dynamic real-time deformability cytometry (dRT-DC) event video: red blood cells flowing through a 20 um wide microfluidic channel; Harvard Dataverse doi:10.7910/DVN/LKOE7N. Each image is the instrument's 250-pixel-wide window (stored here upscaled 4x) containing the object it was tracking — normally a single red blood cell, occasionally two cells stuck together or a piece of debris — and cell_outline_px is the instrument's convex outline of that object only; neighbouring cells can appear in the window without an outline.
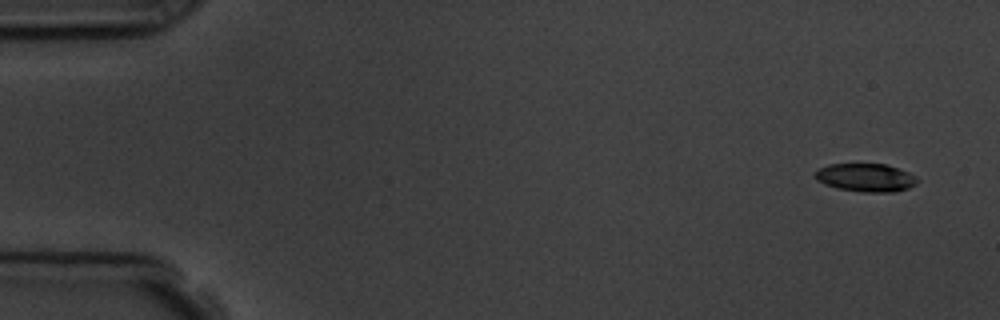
{"species": "common noctule bat (a hibernating species)", "species_latin": "Nyctalus noctula", "temperature_condition": "room temperature", "stored_images_in_passage": 4, "camera_frame_rate_fps": 3000, "um_per_image_px": 0.085, "animal": {"sex": "male", "body_mass_g": 19.5, "forearm_length_mm": 54.6}, "frame": {"image": 1, "passage_image": 1, "time_ms": 0.0, "image_size_px": [1000, 320], "cell_outline_px": [[920, 180], [916, 184], [908, 188], [896, 192], [860, 192], [836, 188], [824, 184], [816, 180], [812, 176], [812, 172], [816, 168], [828, 164], [884, 164], [908, 172], [916, 176]], "centroid_in_image_um": [73.52, 15.1], "position_along_channel_um": 11.5, "area_um2": 17.17}}
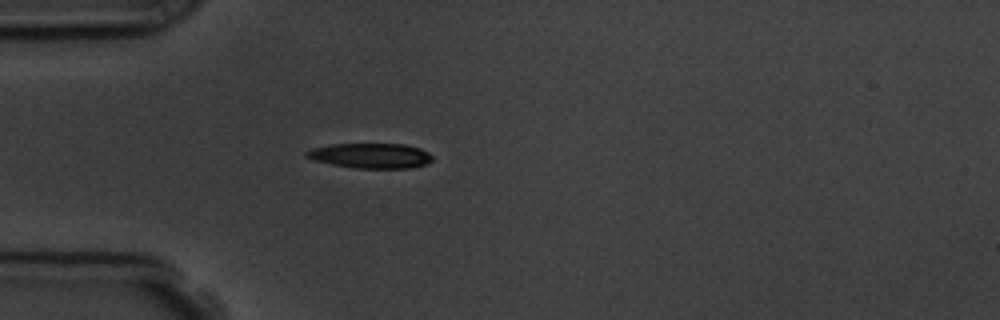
{"frame": {"image": 2, "passage_image": 4, "time_ms": 4.333, "image_size_px": [1000, 320], "cell_outline_px": [[432, 160], [424, 164], [412, 168], [356, 168], [332, 164], [312, 160], [304, 156], [304, 152], [312, 148], [332, 144], [404, 144], [420, 148], [428, 152], [432, 156]], "centroid_in_image_um": [31.48, 13.23], "position_along_channel_um": 53.5, "area_um2": 18.38}}